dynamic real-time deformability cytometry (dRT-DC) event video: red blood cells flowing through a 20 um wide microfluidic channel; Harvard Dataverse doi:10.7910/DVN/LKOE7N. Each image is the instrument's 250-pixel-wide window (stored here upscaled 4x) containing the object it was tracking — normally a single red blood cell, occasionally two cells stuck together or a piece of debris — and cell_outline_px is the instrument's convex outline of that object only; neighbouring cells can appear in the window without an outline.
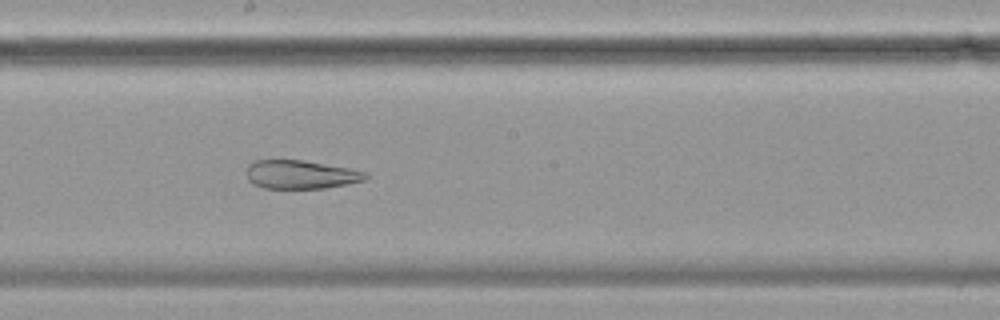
{"species": "common noctule bat (a hibernating species)", "species_latin": "Nyctalus noctula", "temperature_condition": "cold", "stored_images_in_passage": 49, "camera_frame_rate_fps": 3000, "um_per_image_px": 0.085, "animal": {"sex": "female", "body_mass_g": 19.9}, "frame": {"image": 1, "passage_image": 28, "time_ms": 9.0, "image_size_px": [1000, 320], "cell_outline_px": [[372, 176], [364, 180], [348, 184], [324, 188], [264, 188], [252, 184], [248, 180], [248, 164], [256, 160], [304, 160], [348, 168], [368, 172]], "centroid_in_image_um": [25.61, 14.83], "position_along_channel_um": 222.6, "area_um2": 19.88}}